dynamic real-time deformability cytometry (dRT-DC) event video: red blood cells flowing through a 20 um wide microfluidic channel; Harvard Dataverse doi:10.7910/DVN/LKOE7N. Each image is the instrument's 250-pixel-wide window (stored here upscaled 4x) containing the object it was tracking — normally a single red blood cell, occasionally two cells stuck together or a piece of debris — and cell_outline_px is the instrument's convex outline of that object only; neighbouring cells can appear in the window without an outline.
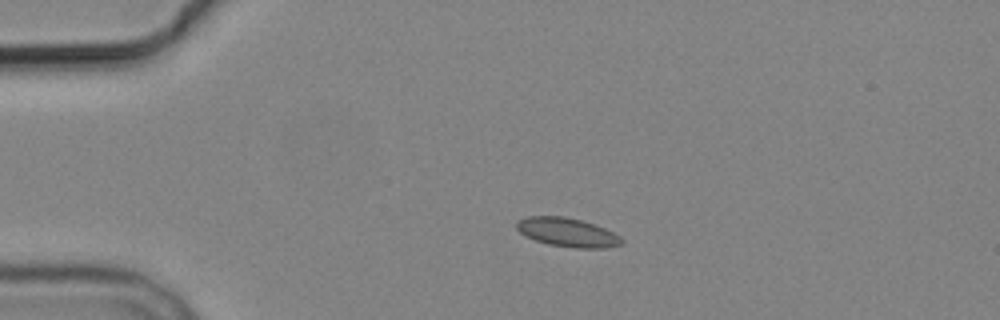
{"species": "common noctule bat (a hibernating species)", "species_latin": "Nyctalus noctula", "temperature_condition": "cold", "stored_images_in_passage": 4, "camera_frame_rate_fps": 3000, "um_per_image_px": 0.085, "animal": {"sex": "male", "body_mass_g": 19.2, "forearm_length_mm": 51.8}, "frame": {"image": 1, "passage_image": 3, "time_ms": 3.0, "image_size_px": [1000, 320], "cell_outline_px": [[624, 244], [604, 248], [576, 248], [548, 244], [536, 240], [520, 232], [516, 228], [516, 220], [528, 216], [564, 216], [580, 220], [604, 228], [620, 236], [624, 240]], "centroid_in_image_um": [48.23, 19.75], "position_along_channel_um": 36.8, "area_um2": 17.57}}